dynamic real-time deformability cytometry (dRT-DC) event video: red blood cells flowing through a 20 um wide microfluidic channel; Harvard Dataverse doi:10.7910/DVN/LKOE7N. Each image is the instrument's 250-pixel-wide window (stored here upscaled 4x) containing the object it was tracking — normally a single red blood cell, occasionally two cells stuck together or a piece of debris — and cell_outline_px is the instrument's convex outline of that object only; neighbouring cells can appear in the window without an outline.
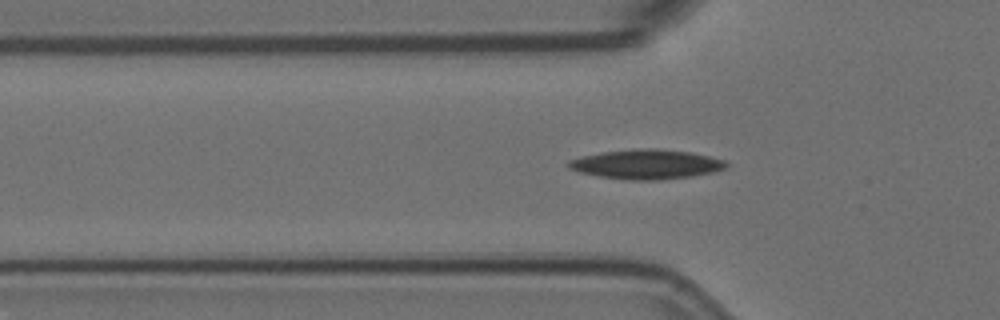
{"species": "Egyptian fruit bat (a non-hibernating species)", "species_latin": "Rousettus aegyptiacus", "temperature_condition": "room temperature", "stored_images_in_passage": 42, "segment_of_instrument_passage": [1, 2], "camera_frame_rate_fps": 3000, "um_per_image_px": 0.085, "animal": {"sex": "female"}, "frame": {"image": 1, "passage_image": 2, "time_ms": 0.333, "image_size_px": [1000, 320], "cell_outline_px": [[728, 164], [724, 168], [712, 172], [692, 176], [656, 180], [632, 180], [600, 176], [580, 172], [568, 168], [564, 164], [568, 160], [600, 152], [632, 148], [656, 148], [692, 152], [724, 160]], "centroid_in_image_um": [54.9, 13.95], "position_along_channel_um": 70.9, "area_um2": 27.17}}
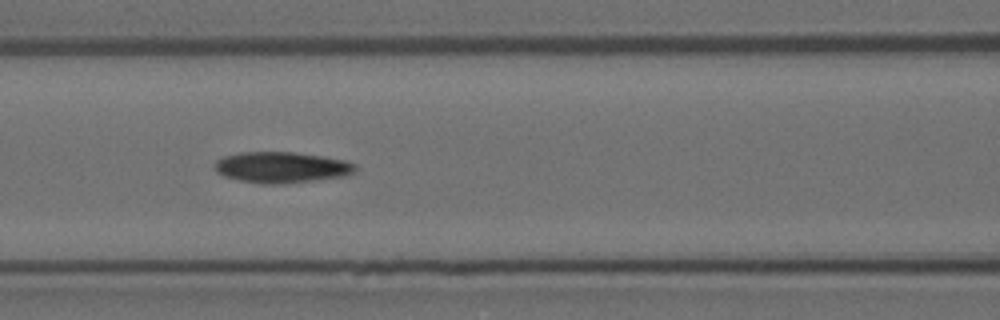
{"frame": {"image": 2, "passage_image": 8, "time_ms": 2.333, "image_size_px": [1000, 320], "cell_outline_px": [[356, 172], [348, 176], [284, 184], [260, 184], [240, 180], [224, 176], [216, 172], [216, 160], [224, 156], [240, 152], [292, 152], [324, 156], [348, 160], [356, 164]], "centroid_in_image_um": [24.0, 14.23], "position_along_channel_um": 142.6, "area_um2": 25.72}}
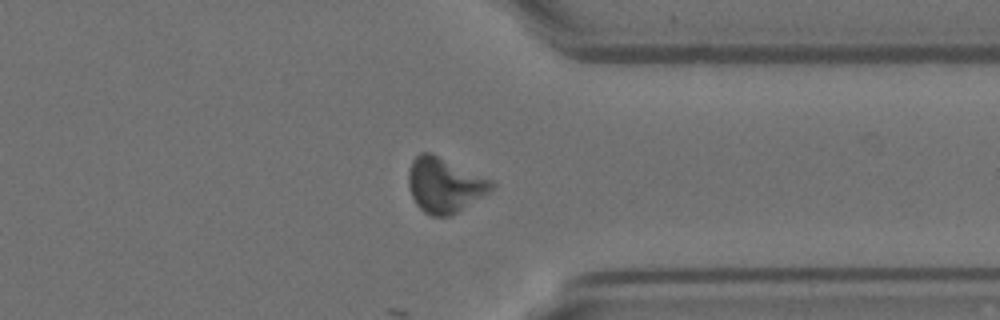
{"frame": {"image": 3, "passage_image": 28, "time_ms": 9.0, "image_size_px": [1000, 320], "cell_outline_px": [[496, 184], [488, 192], [456, 212], [448, 216], [432, 216], [424, 212], [416, 204], [412, 196], [408, 184], [408, 172], [412, 160], [420, 152], [432, 152], [492, 180]], "centroid_in_image_um": [37.75, 15.7], "position_along_channel_um": 373.6, "area_um2": 26.36}}